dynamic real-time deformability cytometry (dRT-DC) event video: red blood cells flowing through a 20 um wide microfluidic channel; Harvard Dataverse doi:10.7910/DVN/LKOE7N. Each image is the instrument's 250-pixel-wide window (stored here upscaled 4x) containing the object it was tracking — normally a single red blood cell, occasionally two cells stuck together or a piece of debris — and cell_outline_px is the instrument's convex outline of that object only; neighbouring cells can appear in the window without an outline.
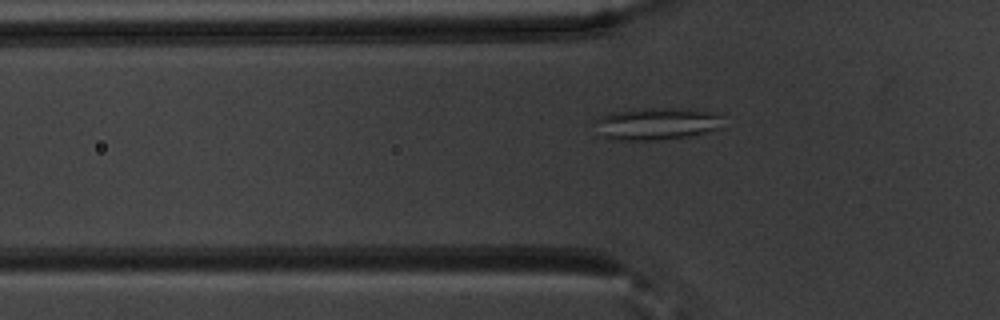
{"species": "common noctule bat (a hibernating species)", "species_latin": "Nyctalus noctula", "temperature_condition": "warm", "stored_images_in_passage": 39, "camera_frame_rate_fps": 3000, "um_per_image_px": 0.085, "animal": {"sex": "male", "body_mass_g": 20.1, "forearm_length_mm": 53.5}, "frame": {"image": 1, "passage_image": 3, "time_ms": 0.667, "image_size_px": [1000, 320], "cell_outline_px": [[724, 128], [692, 136], [656, 140], [608, 140], [596, 136], [592, 120], [600, 116], [612, 112], [644, 108], [676, 108], [724, 112]], "centroid_in_image_um": [55.82, 10.52], "position_along_channel_um": 70.0, "area_um2": 25.37}}
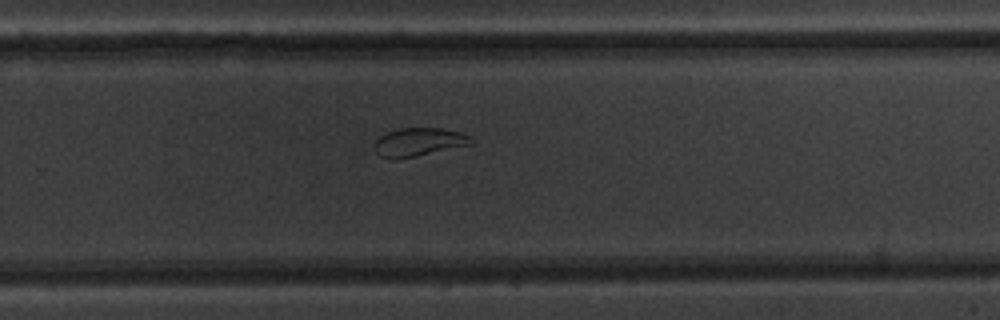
{"frame": {"image": 2, "passage_image": 21, "time_ms": 6.667, "image_size_px": [1000, 320], "cell_outline_px": [[472, 144], [416, 156], [396, 160], [392, 160], [380, 156], [376, 152], [376, 140], [384, 132], [400, 128], [440, 128], [460, 132], [468, 136]], "centroid_in_image_um": [35.53, 12.08], "position_along_channel_um": 294.3, "area_um2": 15.84}}
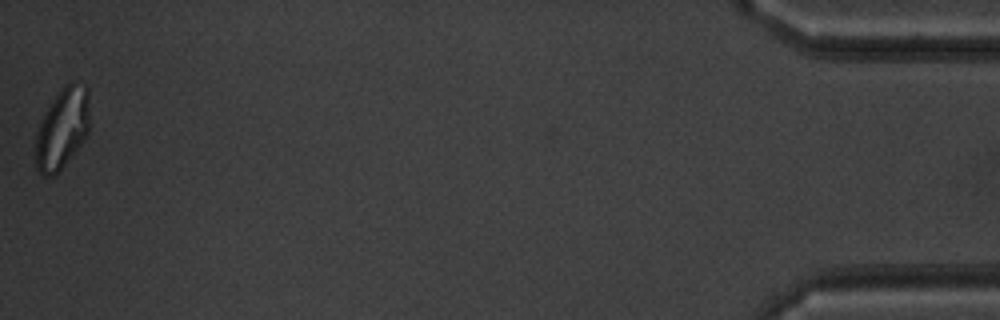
{"frame": {"image": 3, "passage_image": 39, "time_ms": 12.667, "image_size_px": [1000, 320], "cell_outline_px": [[88, 132], [80, 144], [56, 176], [44, 176], [36, 168], [36, 136], [40, 124], [48, 108], [60, 88], [64, 84], [72, 80], [88, 84]], "centroid_in_image_um": [5.31, 10.88], "position_along_channel_um": 429.9, "area_um2": 25.26}, "authors_computed_cell_mechanics": {"area_um2": 18.2648, "velocity_mm_per_s": 3.7401, "shape_relaxation_time_tau1_ms": 8.0617, "shape_relaxation_time_tau2_ms": 2.4684, "deformation_change_tau1": 0.2102, "deformation_change_tau2": 0.0725}}